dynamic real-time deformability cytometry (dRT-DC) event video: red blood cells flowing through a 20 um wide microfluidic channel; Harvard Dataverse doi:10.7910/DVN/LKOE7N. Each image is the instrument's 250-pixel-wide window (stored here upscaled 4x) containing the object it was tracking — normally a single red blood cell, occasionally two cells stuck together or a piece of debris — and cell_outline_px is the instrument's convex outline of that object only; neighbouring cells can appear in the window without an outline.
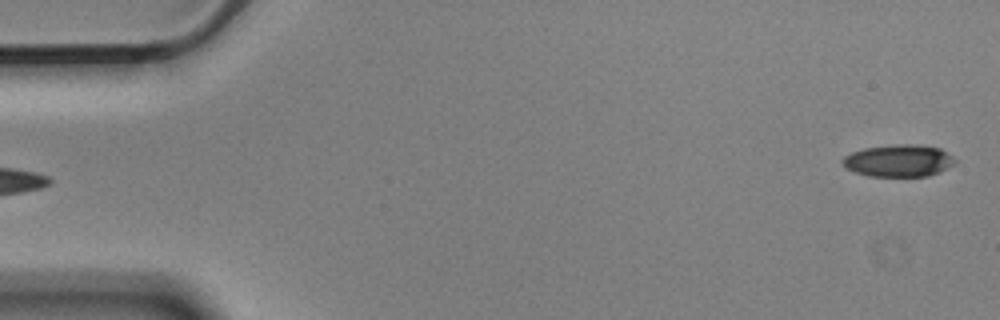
{"species": "Egyptian fruit bat (a non-hibernating species)", "species_latin": "Rousettus aegyptiacus", "temperature_condition": "cold", "stored_images_in_passage": 5, "segment_of_instrument_passage": [2, 2], "camera_frame_rate_fps": 3000, "um_per_image_px": 0.085, "animal": {"sex": "male"}, "frame": {"image": 1, "passage_image": 5, "time_ms": 1.333, "image_size_px": [1000, 320], "cell_outline_px": [[956, 164], [940, 172], [928, 176], [868, 176], [856, 172], [848, 168], [840, 160], [844, 156], [852, 152], [864, 148], [896, 144], [916, 144], [940, 148], [952, 156], [956, 160]], "centroid_in_image_um": [76.42, 13.65], "position_along_channel_um": 8.6, "area_um2": 21.1}}